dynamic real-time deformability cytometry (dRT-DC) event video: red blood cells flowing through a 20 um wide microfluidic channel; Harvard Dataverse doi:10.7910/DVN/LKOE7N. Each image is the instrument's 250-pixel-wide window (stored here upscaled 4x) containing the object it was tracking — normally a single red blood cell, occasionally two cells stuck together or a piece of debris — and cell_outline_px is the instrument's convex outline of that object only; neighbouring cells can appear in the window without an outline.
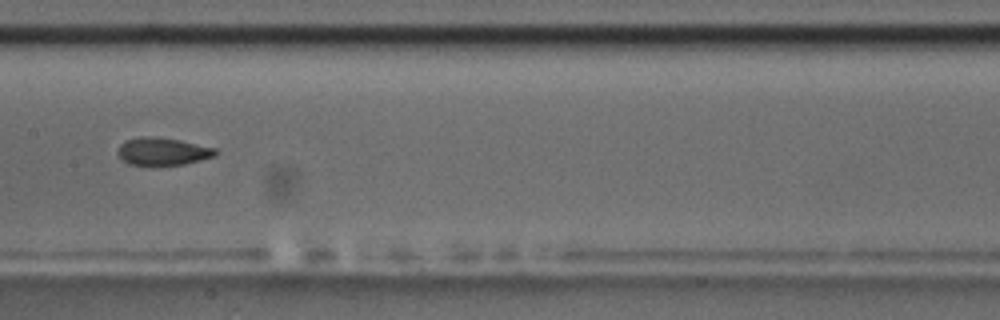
{"species": "common noctule bat (a hibernating species)", "species_latin": "Nyctalus noctula", "temperature_condition": "room temperature", "stored_images_in_passage": 9, "camera_frame_rate_fps": 3000, "um_per_image_px": 0.085, "animal": {"sex": "male", "body_mass_g": 17.5, "forearm_length_mm": 52.3}, "frame": {"image": 1, "passage_image": 7, "time_ms": 7.667, "image_size_px": [1000, 320], "cell_outline_px": [[220, 152], [216, 156], [184, 164], [128, 164], [116, 152], [120, 144], [124, 140], [140, 136], [152, 136], [180, 140], [216, 148]], "centroid_in_image_um": [13.85, 12.84], "position_along_channel_um": 193.6, "area_um2": 15.66}}
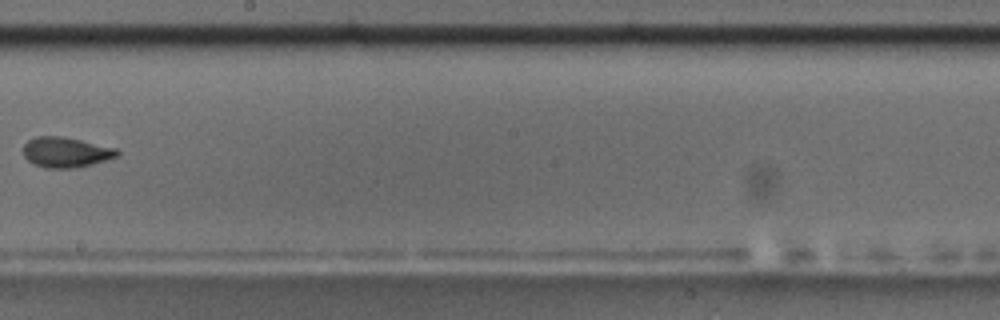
{"frame": {"image": 2, "passage_image": 8, "time_ms": 9.0, "image_size_px": [1000, 320], "cell_outline_px": [[120, 152], [116, 156], [92, 164], [76, 168], [44, 168], [32, 164], [24, 156], [24, 144], [28, 140], [36, 136], [60, 136], [80, 140], [116, 148]], "centroid_in_image_um": [5.56, 12.95], "position_along_channel_um": 242.6, "area_um2": 16.47}}